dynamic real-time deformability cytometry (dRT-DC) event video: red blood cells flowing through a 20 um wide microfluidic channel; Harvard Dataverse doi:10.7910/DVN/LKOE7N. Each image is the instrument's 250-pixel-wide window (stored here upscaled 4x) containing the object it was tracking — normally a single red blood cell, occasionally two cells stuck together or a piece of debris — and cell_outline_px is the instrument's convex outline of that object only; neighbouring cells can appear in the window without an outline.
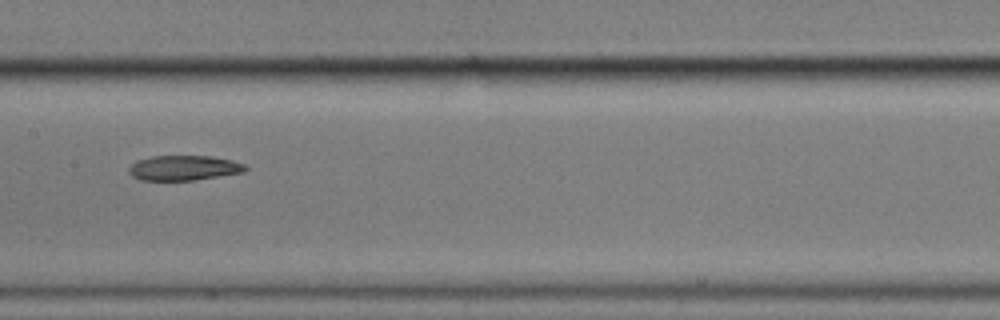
{"species": "common noctule bat (a hibernating species)", "species_latin": "Nyctalus noctula", "temperature_condition": "cold", "stored_images_in_passage": 14, "camera_frame_rate_fps": 3000, "um_per_image_px": 0.085, "animal": {"sex": "male", "body_mass_g": 17.9}, "frame": {"image": 1, "passage_image": 7, "time_ms": 8.667, "image_size_px": [1000, 320], "cell_outline_px": [[248, 168], [244, 172], [192, 180], [140, 180], [132, 176], [128, 172], [128, 168], [136, 160], [152, 156], [212, 156], [232, 160], [244, 164]], "centroid_in_image_um": [15.6, 14.26], "position_along_channel_um": 191.8, "area_um2": 16.94}}
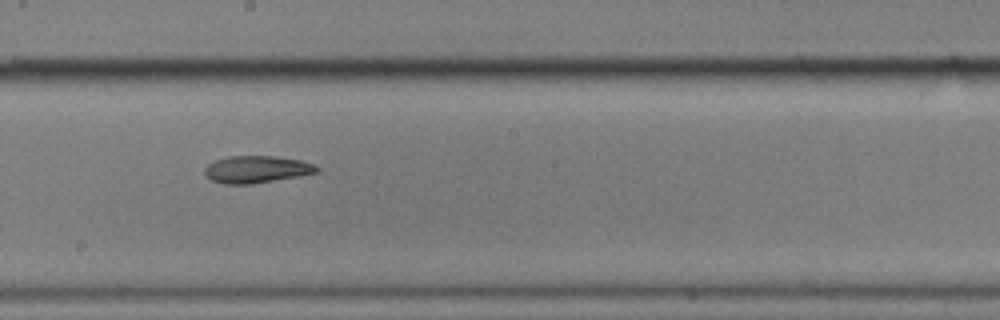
{"frame": {"image": 2, "passage_image": 8, "time_ms": 9.667, "image_size_px": [1000, 320], "cell_outline_px": [[320, 172], [252, 184], [224, 184], [212, 180], [204, 172], [204, 168], [208, 164], [216, 160], [228, 156], [276, 156], [300, 160], [312, 164], [320, 168]], "centroid_in_image_um": [21.81, 14.39], "position_along_channel_um": 226.4, "area_um2": 17.63}}
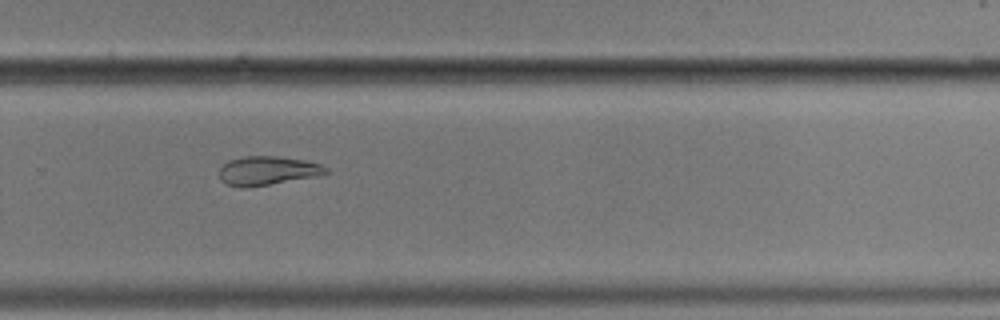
{"frame": {"image": 3, "passage_image": 10, "time_ms": 12.0, "image_size_px": [1000, 320], "cell_outline_px": [[328, 172], [320, 176], [244, 188], [240, 188], [224, 184], [220, 180], [220, 168], [228, 160], [244, 156], [280, 156], [304, 160], [320, 164], [328, 168]], "centroid_in_image_um": [22.73, 14.51], "position_along_channel_um": 307.1, "area_um2": 18.15}}